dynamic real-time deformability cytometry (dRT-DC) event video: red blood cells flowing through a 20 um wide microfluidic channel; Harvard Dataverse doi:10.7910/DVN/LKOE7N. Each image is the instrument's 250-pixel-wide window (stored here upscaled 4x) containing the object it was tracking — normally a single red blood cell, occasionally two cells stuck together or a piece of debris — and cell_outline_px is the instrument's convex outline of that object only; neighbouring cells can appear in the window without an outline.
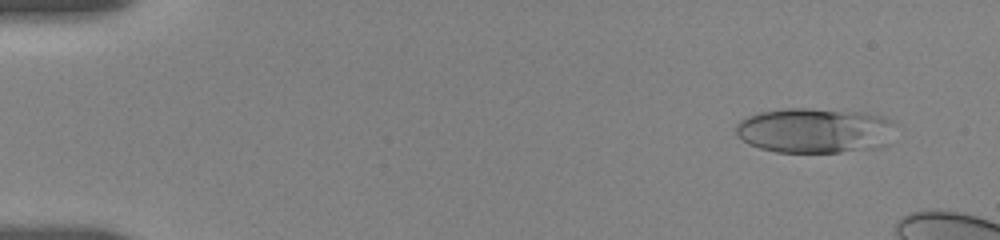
{"species": "human", "species_latin": "Homo sapiens", "temperature_condition": "room temperature", "stored_images_in_passage": 9, "camera_frame_rate_fps": 3000, "um_per_image_px": 0.085, "donor": {"sex": "female"}, "frame": {"image": 1, "passage_image": 2, "time_ms": 0.667, "image_size_px": [1000, 240], "cell_outline_px": [[892, 144], [884, 148], [840, 152], [776, 152], [760, 148], [748, 144], [736, 136], [736, 124], [740, 120], [748, 116], [760, 112], [788, 108], [804, 108], [864, 112], [880, 116], [888, 120]], "centroid_in_image_um": [69.23, 11.11], "position_along_channel_um": 15.8, "area_um2": 42.08}}